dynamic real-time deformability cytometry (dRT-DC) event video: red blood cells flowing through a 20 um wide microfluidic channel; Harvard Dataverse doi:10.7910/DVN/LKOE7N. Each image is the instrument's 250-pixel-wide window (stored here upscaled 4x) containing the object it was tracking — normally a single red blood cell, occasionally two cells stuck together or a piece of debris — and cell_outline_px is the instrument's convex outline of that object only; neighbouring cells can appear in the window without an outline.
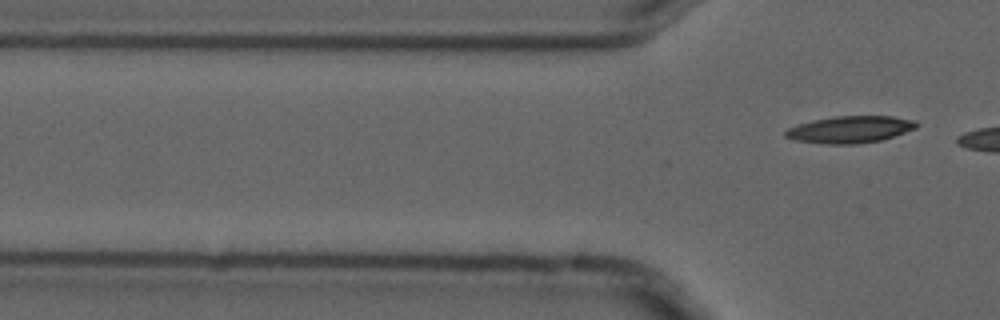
{"species": "common noctule bat (a hibernating species)", "species_latin": "Nyctalus noctula", "temperature_condition": "cold", "stored_images_in_passage": 5, "camera_frame_rate_fps": 3000, "um_per_image_px": 0.085, "animal": {"sex": "male", "forearm_length_mm": 52.5}, "frame": {"image": 1, "passage_image": 5, "time_ms": 1.333, "image_size_px": [1000, 320], "cell_outline_px": [[920, 124], [916, 128], [880, 140], [856, 144], [828, 144], [796, 140], [784, 136], [784, 132], [788, 128], [812, 120], [832, 116], [892, 116], [916, 120]], "centroid_in_image_um": [72.27, 10.99], "position_along_channel_um": 53.5, "area_um2": 20.46}}